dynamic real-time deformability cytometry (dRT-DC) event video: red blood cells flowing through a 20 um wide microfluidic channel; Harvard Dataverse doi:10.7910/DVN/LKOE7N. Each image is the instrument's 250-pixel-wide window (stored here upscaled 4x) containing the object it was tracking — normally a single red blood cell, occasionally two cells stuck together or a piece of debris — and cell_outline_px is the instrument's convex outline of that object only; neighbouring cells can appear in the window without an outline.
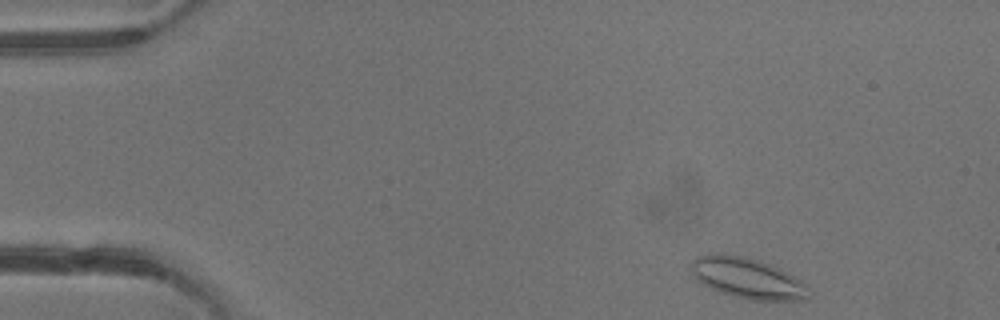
{"species": "common noctule bat (a hibernating species)", "species_latin": "Nyctalus noctula", "temperature_condition": "warm", "stored_images_in_passage": 4, "camera_frame_rate_fps": 3000, "um_per_image_px": 0.085, "animal": {"sex": "male", "body_mass_g": 13.3}, "frame": {"image": 1, "passage_image": 1, "time_ms": 0.0, "image_size_px": [1000, 320], "cell_outline_px": [[808, 296], [804, 300], [752, 300], [736, 296], [712, 288], [696, 280], [692, 272], [692, 260], [696, 256], [716, 252], [720, 252], [744, 256], [768, 264], [792, 276], [804, 284], [808, 288]], "centroid_in_image_um": [63.47, 23.62], "position_along_channel_um": 21.5, "area_um2": 27.28}}